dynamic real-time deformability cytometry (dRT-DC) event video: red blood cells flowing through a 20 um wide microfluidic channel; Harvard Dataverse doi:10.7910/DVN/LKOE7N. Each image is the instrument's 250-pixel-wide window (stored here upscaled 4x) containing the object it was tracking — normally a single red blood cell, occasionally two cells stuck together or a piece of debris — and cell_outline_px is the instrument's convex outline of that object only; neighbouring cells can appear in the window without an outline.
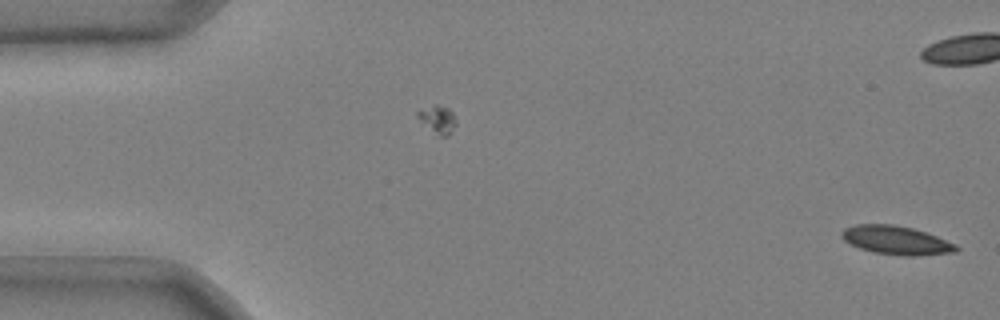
{"species": "common noctule bat (a hibernating species)", "species_latin": "Nyctalus noctula", "temperature_condition": "cold", "stored_images_in_passage": 44, "camera_frame_rate_fps": 3000, "um_per_image_px": 0.085, "animal": {"sex": "male", "body_mass_g": 20.4}, "frame": {"image": 1, "passage_image": 1, "time_ms": 0.0, "image_size_px": [1000, 320], "cell_outline_px": [[960, 248], [956, 252], [916, 256], [904, 256], [872, 252], [860, 248], [844, 240], [840, 236], [840, 232], [844, 228], [856, 224], [892, 224], [912, 228], [936, 236], [956, 244]], "centroid_in_image_um": [76.17, 20.42], "position_along_channel_um": 8.8, "area_um2": 19.13}}
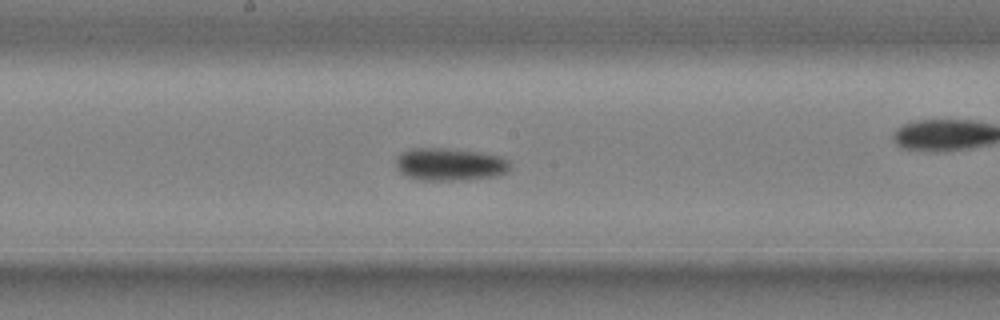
{"frame": {"image": 2, "passage_image": 28, "time_ms": 9.0, "image_size_px": [1000, 320], "cell_outline_px": [[512, 168], [508, 172], [496, 176], [468, 180], [420, 180], [408, 176], [400, 172], [396, 168], [396, 156], [400, 152], [408, 148], [448, 148], [480, 152], [500, 156], [508, 160]], "centroid_in_image_um": [38.24, 13.96], "position_along_channel_um": 210.0, "area_um2": 22.14}}
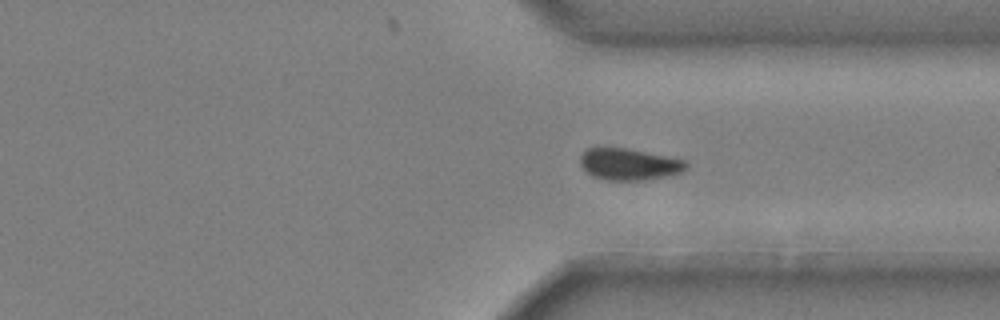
{"frame": {"image": 3, "passage_image": 40, "time_ms": 13.0, "image_size_px": [1000, 320], "cell_outline_px": [[688, 168], [680, 172], [668, 176], [644, 180], [604, 180], [592, 176], [580, 164], [580, 156], [588, 148], [628, 148], [684, 160], [688, 164]], "centroid_in_image_um": [53.47, 13.97], "position_along_channel_um": 357.9, "area_um2": 19.42}, "authors_computed_cell_mechanics": {"area_um2": 20.519, "velocity_mm_per_s": 3.6815, "shape_relaxation_time_tau1_ms": 4.7282, "shape_relaxation_time_tau2_ms": null, "deformation_change_tau1": 0.1135, "deformation_change_tau2": null}}